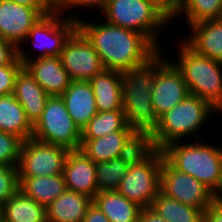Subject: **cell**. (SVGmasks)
Segmentation results:
<instances>
[{
    "instance_id": "6da1fadb",
    "label": "cell",
    "mask_w": 222,
    "mask_h": 222,
    "mask_svg": "<svg viewBox=\"0 0 222 222\" xmlns=\"http://www.w3.org/2000/svg\"><path fill=\"white\" fill-rule=\"evenodd\" d=\"M77 19V28L92 43L104 69L124 72L140 66L158 49L141 33L112 25L104 19Z\"/></svg>"
},
{
    "instance_id": "7a4b0ae2",
    "label": "cell",
    "mask_w": 222,
    "mask_h": 222,
    "mask_svg": "<svg viewBox=\"0 0 222 222\" xmlns=\"http://www.w3.org/2000/svg\"><path fill=\"white\" fill-rule=\"evenodd\" d=\"M162 51L158 50L144 64L122 72V108L127 125L135 131L153 132L159 122L151 93L155 70L167 58Z\"/></svg>"
},
{
    "instance_id": "3957f363",
    "label": "cell",
    "mask_w": 222,
    "mask_h": 222,
    "mask_svg": "<svg viewBox=\"0 0 222 222\" xmlns=\"http://www.w3.org/2000/svg\"><path fill=\"white\" fill-rule=\"evenodd\" d=\"M162 153L174 169L196 178L216 197L222 194V146L186 140L168 144Z\"/></svg>"
},
{
    "instance_id": "277c9868",
    "label": "cell",
    "mask_w": 222,
    "mask_h": 222,
    "mask_svg": "<svg viewBox=\"0 0 222 222\" xmlns=\"http://www.w3.org/2000/svg\"><path fill=\"white\" fill-rule=\"evenodd\" d=\"M179 39L174 52L178 58H167L181 72L189 93L209 102L222 114V62L197 53L182 37Z\"/></svg>"
},
{
    "instance_id": "5b68a950",
    "label": "cell",
    "mask_w": 222,
    "mask_h": 222,
    "mask_svg": "<svg viewBox=\"0 0 222 222\" xmlns=\"http://www.w3.org/2000/svg\"><path fill=\"white\" fill-rule=\"evenodd\" d=\"M213 114L221 115L209 102L189 94L159 117L157 127L152 132L156 148L162 150L170 143L186 141L190 135L194 137L192 140L205 138L200 129L203 130L204 124L209 122Z\"/></svg>"
},
{
    "instance_id": "8992f818",
    "label": "cell",
    "mask_w": 222,
    "mask_h": 222,
    "mask_svg": "<svg viewBox=\"0 0 222 222\" xmlns=\"http://www.w3.org/2000/svg\"><path fill=\"white\" fill-rule=\"evenodd\" d=\"M100 13L99 18L101 16L112 25L143 34L158 50L163 48L160 45L161 32L172 25L171 20L149 0H108Z\"/></svg>"
},
{
    "instance_id": "52a82bcc",
    "label": "cell",
    "mask_w": 222,
    "mask_h": 222,
    "mask_svg": "<svg viewBox=\"0 0 222 222\" xmlns=\"http://www.w3.org/2000/svg\"><path fill=\"white\" fill-rule=\"evenodd\" d=\"M76 29L77 20L60 11L44 15L31 28L24 42L18 47L19 60L24 65L29 60L60 56L65 42ZM26 41L30 42L29 45L33 47L29 46L26 50L27 47L24 45ZM30 47L32 49H29ZM30 50L34 53L32 54Z\"/></svg>"
},
{
    "instance_id": "ba28073f",
    "label": "cell",
    "mask_w": 222,
    "mask_h": 222,
    "mask_svg": "<svg viewBox=\"0 0 222 222\" xmlns=\"http://www.w3.org/2000/svg\"><path fill=\"white\" fill-rule=\"evenodd\" d=\"M32 138L76 150L81 147V130L68 113L61 96H50L41 118L33 126Z\"/></svg>"
},
{
    "instance_id": "9c48e42d",
    "label": "cell",
    "mask_w": 222,
    "mask_h": 222,
    "mask_svg": "<svg viewBox=\"0 0 222 222\" xmlns=\"http://www.w3.org/2000/svg\"><path fill=\"white\" fill-rule=\"evenodd\" d=\"M163 159L162 150L157 149L143 163L130 166L116 191L141 208L151 207L160 192Z\"/></svg>"
},
{
    "instance_id": "30bf717a",
    "label": "cell",
    "mask_w": 222,
    "mask_h": 222,
    "mask_svg": "<svg viewBox=\"0 0 222 222\" xmlns=\"http://www.w3.org/2000/svg\"><path fill=\"white\" fill-rule=\"evenodd\" d=\"M69 150L62 146L45 143L34 138L23 141L18 177L52 176L63 173L64 162Z\"/></svg>"
},
{
    "instance_id": "8fae6325",
    "label": "cell",
    "mask_w": 222,
    "mask_h": 222,
    "mask_svg": "<svg viewBox=\"0 0 222 222\" xmlns=\"http://www.w3.org/2000/svg\"><path fill=\"white\" fill-rule=\"evenodd\" d=\"M160 191L169 198L202 211L217 198L200 181L177 171L165 159L161 168Z\"/></svg>"
},
{
    "instance_id": "7c38bea8",
    "label": "cell",
    "mask_w": 222,
    "mask_h": 222,
    "mask_svg": "<svg viewBox=\"0 0 222 222\" xmlns=\"http://www.w3.org/2000/svg\"><path fill=\"white\" fill-rule=\"evenodd\" d=\"M59 57L71 81H90L104 69L92 43L78 28L65 42Z\"/></svg>"
},
{
    "instance_id": "4fadbf2b",
    "label": "cell",
    "mask_w": 222,
    "mask_h": 222,
    "mask_svg": "<svg viewBox=\"0 0 222 222\" xmlns=\"http://www.w3.org/2000/svg\"><path fill=\"white\" fill-rule=\"evenodd\" d=\"M181 72L166 58L155 70L152 86V107L159 118L189 95Z\"/></svg>"
},
{
    "instance_id": "5bb4252c",
    "label": "cell",
    "mask_w": 222,
    "mask_h": 222,
    "mask_svg": "<svg viewBox=\"0 0 222 222\" xmlns=\"http://www.w3.org/2000/svg\"><path fill=\"white\" fill-rule=\"evenodd\" d=\"M53 11L52 8H32L0 0V36L18 48L37 21Z\"/></svg>"
},
{
    "instance_id": "9a60e30c",
    "label": "cell",
    "mask_w": 222,
    "mask_h": 222,
    "mask_svg": "<svg viewBox=\"0 0 222 222\" xmlns=\"http://www.w3.org/2000/svg\"><path fill=\"white\" fill-rule=\"evenodd\" d=\"M62 174L68 190L92 199L99 192L96 185V163L80 149L69 150Z\"/></svg>"
},
{
    "instance_id": "2e32d148",
    "label": "cell",
    "mask_w": 222,
    "mask_h": 222,
    "mask_svg": "<svg viewBox=\"0 0 222 222\" xmlns=\"http://www.w3.org/2000/svg\"><path fill=\"white\" fill-rule=\"evenodd\" d=\"M23 67L49 96H61L70 85L68 72L59 56L29 60Z\"/></svg>"
},
{
    "instance_id": "e0dca14e",
    "label": "cell",
    "mask_w": 222,
    "mask_h": 222,
    "mask_svg": "<svg viewBox=\"0 0 222 222\" xmlns=\"http://www.w3.org/2000/svg\"><path fill=\"white\" fill-rule=\"evenodd\" d=\"M180 36L197 53L222 62V19L204 20L188 27Z\"/></svg>"
},
{
    "instance_id": "ac0fdd59",
    "label": "cell",
    "mask_w": 222,
    "mask_h": 222,
    "mask_svg": "<svg viewBox=\"0 0 222 222\" xmlns=\"http://www.w3.org/2000/svg\"><path fill=\"white\" fill-rule=\"evenodd\" d=\"M61 97L72 120L80 130L98 112L93 88L89 81H71Z\"/></svg>"
},
{
    "instance_id": "d6986e66",
    "label": "cell",
    "mask_w": 222,
    "mask_h": 222,
    "mask_svg": "<svg viewBox=\"0 0 222 222\" xmlns=\"http://www.w3.org/2000/svg\"><path fill=\"white\" fill-rule=\"evenodd\" d=\"M13 94L23 107L27 119L34 126L41 118L50 96L24 67L15 78Z\"/></svg>"
},
{
    "instance_id": "ffe728a7",
    "label": "cell",
    "mask_w": 222,
    "mask_h": 222,
    "mask_svg": "<svg viewBox=\"0 0 222 222\" xmlns=\"http://www.w3.org/2000/svg\"><path fill=\"white\" fill-rule=\"evenodd\" d=\"M89 82L93 88L98 112L123 110L122 72L103 69Z\"/></svg>"
},
{
    "instance_id": "44dd1931",
    "label": "cell",
    "mask_w": 222,
    "mask_h": 222,
    "mask_svg": "<svg viewBox=\"0 0 222 222\" xmlns=\"http://www.w3.org/2000/svg\"><path fill=\"white\" fill-rule=\"evenodd\" d=\"M93 199L66 189L46 207L47 222H82Z\"/></svg>"
},
{
    "instance_id": "7402d4cb",
    "label": "cell",
    "mask_w": 222,
    "mask_h": 222,
    "mask_svg": "<svg viewBox=\"0 0 222 222\" xmlns=\"http://www.w3.org/2000/svg\"><path fill=\"white\" fill-rule=\"evenodd\" d=\"M18 178L19 190L44 207L67 189L63 174Z\"/></svg>"
},
{
    "instance_id": "603a6c76",
    "label": "cell",
    "mask_w": 222,
    "mask_h": 222,
    "mask_svg": "<svg viewBox=\"0 0 222 222\" xmlns=\"http://www.w3.org/2000/svg\"><path fill=\"white\" fill-rule=\"evenodd\" d=\"M0 131L13 134L22 141L32 138L33 125L14 94L0 97Z\"/></svg>"
},
{
    "instance_id": "cb8c5ba5",
    "label": "cell",
    "mask_w": 222,
    "mask_h": 222,
    "mask_svg": "<svg viewBox=\"0 0 222 222\" xmlns=\"http://www.w3.org/2000/svg\"><path fill=\"white\" fill-rule=\"evenodd\" d=\"M93 202L110 222H138L142 209L116 190L98 192Z\"/></svg>"
},
{
    "instance_id": "d4e9b609",
    "label": "cell",
    "mask_w": 222,
    "mask_h": 222,
    "mask_svg": "<svg viewBox=\"0 0 222 222\" xmlns=\"http://www.w3.org/2000/svg\"><path fill=\"white\" fill-rule=\"evenodd\" d=\"M2 222H47L46 207L18 190L2 205Z\"/></svg>"
},
{
    "instance_id": "484cf974",
    "label": "cell",
    "mask_w": 222,
    "mask_h": 222,
    "mask_svg": "<svg viewBox=\"0 0 222 222\" xmlns=\"http://www.w3.org/2000/svg\"><path fill=\"white\" fill-rule=\"evenodd\" d=\"M134 131H117L99 138H81L80 150L95 163L120 156L124 142Z\"/></svg>"
},
{
    "instance_id": "4316f807",
    "label": "cell",
    "mask_w": 222,
    "mask_h": 222,
    "mask_svg": "<svg viewBox=\"0 0 222 222\" xmlns=\"http://www.w3.org/2000/svg\"><path fill=\"white\" fill-rule=\"evenodd\" d=\"M150 208L168 222H203L204 211L169 198L161 191Z\"/></svg>"
},
{
    "instance_id": "83f0119b",
    "label": "cell",
    "mask_w": 222,
    "mask_h": 222,
    "mask_svg": "<svg viewBox=\"0 0 222 222\" xmlns=\"http://www.w3.org/2000/svg\"><path fill=\"white\" fill-rule=\"evenodd\" d=\"M117 131H135L127 125L123 110L97 112L81 130V138H99Z\"/></svg>"
},
{
    "instance_id": "f1b7e54d",
    "label": "cell",
    "mask_w": 222,
    "mask_h": 222,
    "mask_svg": "<svg viewBox=\"0 0 222 222\" xmlns=\"http://www.w3.org/2000/svg\"><path fill=\"white\" fill-rule=\"evenodd\" d=\"M179 16L186 18L187 28L204 20L222 19V0H183L171 23L180 20Z\"/></svg>"
},
{
    "instance_id": "f546056e",
    "label": "cell",
    "mask_w": 222,
    "mask_h": 222,
    "mask_svg": "<svg viewBox=\"0 0 222 222\" xmlns=\"http://www.w3.org/2000/svg\"><path fill=\"white\" fill-rule=\"evenodd\" d=\"M157 150L152 132L134 131L121 148V160L130 166L141 164Z\"/></svg>"
},
{
    "instance_id": "4dcf8cb0",
    "label": "cell",
    "mask_w": 222,
    "mask_h": 222,
    "mask_svg": "<svg viewBox=\"0 0 222 222\" xmlns=\"http://www.w3.org/2000/svg\"><path fill=\"white\" fill-rule=\"evenodd\" d=\"M129 166L120 157L96 163V185L99 192L117 190Z\"/></svg>"
},
{
    "instance_id": "1f68e13d",
    "label": "cell",
    "mask_w": 222,
    "mask_h": 222,
    "mask_svg": "<svg viewBox=\"0 0 222 222\" xmlns=\"http://www.w3.org/2000/svg\"><path fill=\"white\" fill-rule=\"evenodd\" d=\"M22 143L19 137L0 131V165L17 166Z\"/></svg>"
},
{
    "instance_id": "d6a6232c",
    "label": "cell",
    "mask_w": 222,
    "mask_h": 222,
    "mask_svg": "<svg viewBox=\"0 0 222 222\" xmlns=\"http://www.w3.org/2000/svg\"><path fill=\"white\" fill-rule=\"evenodd\" d=\"M19 190L17 166L0 165V204H4Z\"/></svg>"
},
{
    "instance_id": "836d02e7",
    "label": "cell",
    "mask_w": 222,
    "mask_h": 222,
    "mask_svg": "<svg viewBox=\"0 0 222 222\" xmlns=\"http://www.w3.org/2000/svg\"><path fill=\"white\" fill-rule=\"evenodd\" d=\"M22 68L18 56L9 65L0 67V97L14 93L15 78Z\"/></svg>"
},
{
    "instance_id": "e575fe53",
    "label": "cell",
    "mask_w": 222,
    "mask_h": 222,
    "mask_svg": "<svg viewBox=\"0 0 222 222\" xmlns=\"http://www.w3.org/2000/svg\"><path fill=\"white\" fill-rule=\"evenodd\" d=\"M107 3H108V0H68L58 11L77 20L79 18V15L76 16L75 14L73 15V13L70 14L71 12L70 9L72 10L76 8L75 9V12H76V10L80 8L83 10L85 9L87 10L89 8V11L91 8V11L96 10L98 13V11L101 12L105 8Z\"/></svg>"
},
{
    "instance_id": "d590c367",
    "label": "cell",
    "mask_w": 222,
    "mask_h": 222,
    "mask_svg": "<svg viewBox=\"0 0 222 222\" xmlns=\"http://www.w3.org/2000/svg\"><path fill=\"white\" fill-rule=\"evenodd\" d=\"M18 56V48L0 36V67L9 65Z\"/></svg>"
},
{
    "instance_id": "8d00e7d4",
    "label": "cell",
    "mask_w": 222,
    "mask_h": 222,
    "mask_svg": "<svg viewBox=\"0 0 222 222\" xmlns=\"http://www.w3.org/2000/svg\"><path fill=\"white\" fill-rule=\"evenodd\" d=\"M203 222H222V199L217 197L204 211Z\"/></svg>"
},
{
    "instance_id": "74e56055",
    "label": "cell",
    "mask_w": 222,
    "mask_h": 222,
    "mask_svg": "<svg viewBox=\"0 0 222 222\" xmlns=\"http://www.w3.org/2000/svg\"><path fill=\"white\" fill-rule=\"evenodd\" d=\"M82 222H110L100 208L92 202L88 207Z\"/></svg>"
},
{
    "instance_id": "f35d334b",
    "label": "cell",
    "mask_w": 222,
    "mask_h": 222,
    "mask_svg": "<svg viewBox=\"0 0 222 222\" xmlns=\"http://www.w3.org/2000/svg\"><path fill=\"white\" fill-rule=\"evenodd\" d=\"M156 5L171 21L176 15L178 4L174 0H149Z\"/></svg>"
},
{
    "instance_id": "ab89813d",
    "label": "cell",
    "mask_w": 222,
    "mask_h": 222,
    "mask_svg": "<svg viewBox=\"0 0 222 222\" xmlns=\"http://www.w3.org/2000/svg\"><path fill=\"white\" fill-rule=\"evenodd\" d=\"M138 222H168V221L159 216L153 209L148 207L141 209Z\"/></svg>"
},
{
    "instance_id": "60d3db41",
    "label": "cell",
    "mask_w": 222,
    "mask_h": 222,
    "mask_svg": "<svg viewBox=\"0 0 222 222\" xmlns=\"http://www.w3.org/2000/svg\"><path fill=\"white\" fill-rule=\"evenodd\" d=\"M32 8H51L45 0H9Z\"/></svg>"
},
{
    "instance_id": "b9f144b4",
    "label": "cell",
    "mask_w": 222,
    "mask_h": 222,
    "mask_svg": "<svg viewBox=\"0 0 222 222\" xmlns=\"http://www.w3.org/2000/svg\"><path fill=\"white\" fill-rule=\"evenodd\" d=\"M45 1L54 11H58L68 0H45Z\"/></svg>"
},
{
    "instance_id": "7bdbcfd3",
    "label": "cell",
    "mask_w": 222,
    "mask_h": 222,
    "mask_svg": "<svg viewBox=\"0 0 222 222\" xmlns=\"http://www.w3.org/2000/svg\"><path fill=\"white\" fill-rule=\"evenodd\" d=\"M0 222H2V204H0Z\"/></svg>"
},
{
    "instance_id": "ee69618b",
    "label": "cell",
    "mask_w": 222,
    "mask_h": 222,
    "mask_svg": "<svg viewBox=\"0 0 222 222\" xmlns=\"http://www.w3.org/2000/svg\"><path fill=\"white\" fill-rule=\"evenodd\" d=\"M178 5L183 1V0H174Z\"/></svg>"
}]
</instances>
